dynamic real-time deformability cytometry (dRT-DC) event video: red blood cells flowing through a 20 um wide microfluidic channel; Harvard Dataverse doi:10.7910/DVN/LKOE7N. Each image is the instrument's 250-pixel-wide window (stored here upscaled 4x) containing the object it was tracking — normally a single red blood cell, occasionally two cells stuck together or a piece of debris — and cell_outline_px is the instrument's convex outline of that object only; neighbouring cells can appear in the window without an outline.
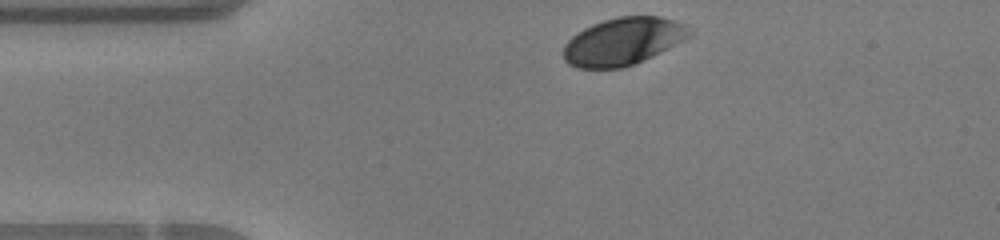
{"species": "human", "species_latin": "Homo sapiens", "temperature_condition": "warm", "stored_images_in_passage": 28, "camera_frame_rate_fps": 3000, "um_per_image_px": 0.085, "donor": {"sex": "female"}, "frame": {"image": 1, "passage_image": 1, "time_ms": 0.0, "image_size_px": [1000, 240], "cell_outline_px": [[692, 32], [688, 36], [652, 56], [636, 64], [624, 68], [576, 68], [568, 64], [564, 60], [564, 44], [572, 36], [584, 28], [592, 24], [604, 20], [620, 16], [660, 16], [676, 20], [684, 24]], "centroid_in_image_um": [52.92, 3.52], "position_along_channel_um": 32.1, "area_um2": 34.62}}
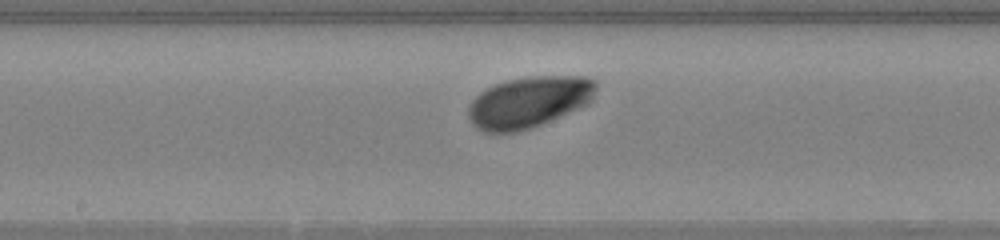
{"frame": {"image": 2, "passage_image": 15, "time_ms": 4.667, "image_size_px": [1000, 240], "cell_outline_px": [[596, 88], [592, 100], [588, 104], [532, 128], [516, 132], [484, 132], [476, 128], [472, 124], [468, 116], [468, 104], [480, 92], [496, 84], [508, 80], [528, 76], [588, 76], [596, 80]], "centroid_in_image_um": [44.96, 8.67], "position_along_channel_um": 203.2, "area_um2": 38.26}}
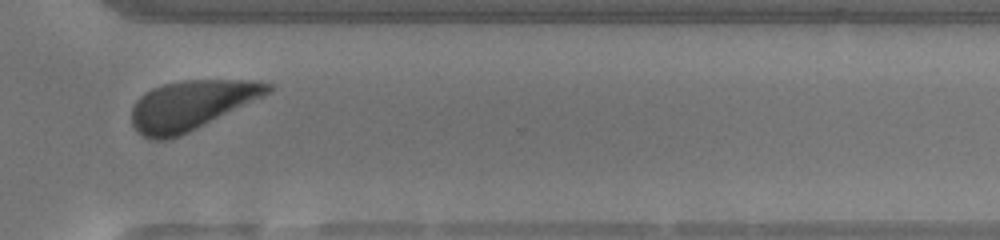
{"frame": {"image": 3, "passage_image": 25, "time_ms": 8.0, "image_size_px": [1000, 240], "cell_outline_px": [[272, 92], [264, 96], [180, 136], [168, 140], [148, 140], [136, 132], [132, 124], [132, 108], [136, 100], [144, 92], [152, 88], [164, 84], [184, 80], [260, 80], [272, 84]], "centroid_in_image_um": [16.24, 8.94], "position_along_channel_um": 354.4, "area_um2": 39.42}}